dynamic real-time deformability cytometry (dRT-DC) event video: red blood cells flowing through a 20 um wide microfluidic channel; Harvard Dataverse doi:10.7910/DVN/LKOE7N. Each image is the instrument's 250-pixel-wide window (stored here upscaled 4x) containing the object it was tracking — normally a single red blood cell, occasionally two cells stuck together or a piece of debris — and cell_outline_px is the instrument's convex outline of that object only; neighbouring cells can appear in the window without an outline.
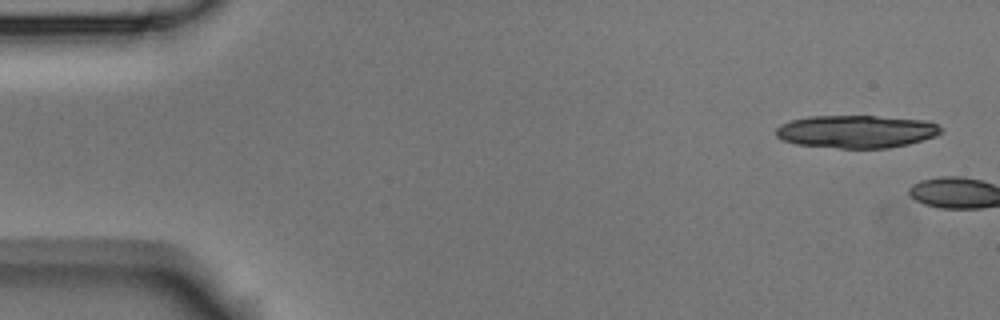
{"species": "Egyptian fruit bat (a non-hibernating species)", "species_latin": "Rousettus aegyptiacus", "temperature_condition": "room temperature", "stored_images_in_passage": 2, "camera_frame_rate_fps": 3000, "um_per_image_px": 0.085, "animal": {"sex": "male"}, "frame": {"image": 1, "passage_image": 1, "time_ms": 0.0, "image_size_px": [1000, 320], "cell_outline_px": [[940, 132], [936, 136], [908, 144], [888, 148], [840, 148], [796, 144], [780, 140], [776, 136], [776, 128], [780, 124], [792, 120], [808, 116], [876, 116], [924, 120], [936, 124], [940, 128]], "centroid_in_image_um": [72.74, 11.18], "position_along_channel_um": 12.3, "area_um2": 31.44}}